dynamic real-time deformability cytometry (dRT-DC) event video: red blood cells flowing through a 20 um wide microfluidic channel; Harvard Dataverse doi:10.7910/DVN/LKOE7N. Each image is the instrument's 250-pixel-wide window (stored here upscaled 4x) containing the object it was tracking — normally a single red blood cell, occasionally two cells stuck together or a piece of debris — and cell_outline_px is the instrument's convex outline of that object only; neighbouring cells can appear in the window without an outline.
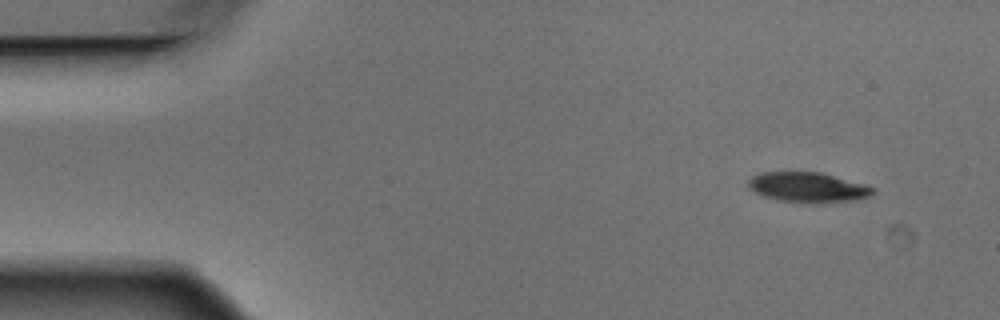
{"species": "Egyptian fruit bat (a non-hibernating species)", "species_latin": "Rousettus aegyptiacus", "temperature_condition": "warm", "stored_images_in_passage": 5, "camera_frame_rate_fps": 3000, "um_per_image_px": 0.085, "animal": {"sex": "male"}, "frame": {"image": 1, "passage_image": 2, "time_ms": 0.333, "image_size_px": [1000, 320], "cell_outline_px": [[876, 188], [868, 196], [852, 200], [812, 204], [776, 200], [764, 196], [748, 188], [748, 180], [752, 176], [764, 172], [820, 172], [864, 184]], "centroid_in_image_um": [68.63, 15.93], "position_along_channel_um": 16.4, "area_um2": 21.73}}
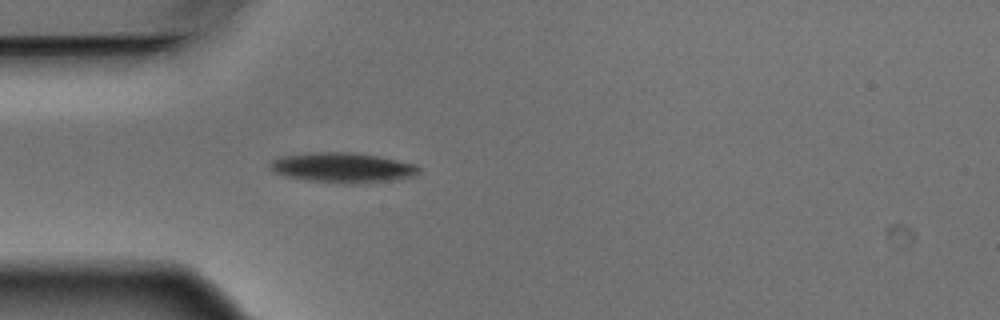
{"frame": {"image": 2, "passage_image": 5, "time_ms": 1.333, "image_size_px": [1000, 320], "cell_outline_px": [[420, 172], [416, 176], [368, 184], [344, 184], [308, 180], [288, 176], [276, 172], [268, 164], [272, 160], [280, 156], [308, 152], [352, 152], [376, 156], [416, 164], [420, 168]], "centroid_in_image_um": [29.16, 14.25], "position_along_channel_um": 55.8, "area_um2": 26.18}}